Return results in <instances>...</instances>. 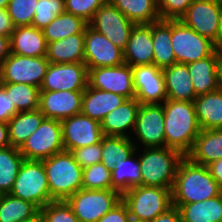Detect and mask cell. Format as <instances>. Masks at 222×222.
<instances>
[{"label":"cell","mask_w":222,"mask_h":222,"mask_svg":"<svg viewBox=\"0 0 222 222\" xmlns=\"http://www.w3.org/2000/svg\"><path fill=\"white\" fill-rule=\"evenodd\" d=\"M222 193L207 166L196 164L188 157L180 161L172 188V204L205 201Z\"/></svg>","instance_id":"cell-1"},{"label":"cell","mask_w":222,"mask_h":222,"mask_svg":"<svg viewBox=\"0 0 222 222\" xmlns=\"http://www.w3.org/2000/svg\"><path fill=\"white\" fill-rule=\"evenodd\" d=\"M163 108L166 147L186 156L201 131L194 103L166 99Z\"/></svg>","instance_id":"cell-2"},{"label":"cell","mask_w":222,"mask_h":222,"mask_svg":"<svg viewBox=\"0 0 222 222\" xmlns=\"http://www.w3.org/2000/svg\"><path fill=\"white\" fill-rule=\"evenodd\" d=\"M42 161L52 201H66L82 189L83 168L70 151L63 150Z\"/></svg>","instance_id":"cell-3"},{"label":"cell","mask_w":222,"mask_h":222,"mask_svg":"<svg viewBox=\"0 0 222 222\" xmlns=\"http://www.w3.org/2000/svg\"><path fill=\"white\" fill-rule=\"evenodd\" d=\"M139 156L143 186L173 188L184 155L170 147L143 148Z\"/></svg>","instance_id":"cell-4"},{"label":"cell","mask_w":222,"mask_h":222,"mask_svg":"<svg viewBox=\"0 0 222 222\" xmlns=\"http://www.w3.org/2000/svg\"><path fill=\"white\" fill-rule=\"evenodd\" d=\"M131 218L151 222L173 207L172 189L135 186L122 194Z\"/></svg>","instance_id":"cell-5"},{"label":"cell","mask_w":222,"mask_h":222,"mask_svg":"<svg viewBox=\"0 0 222 222\" xmlns=\"http://www.w3.org/2000/svg\"><path fill=\"white\" fill-rule=\"evenodd\" d=\"M9 194L31 202L39 210L52 202L43 161L24 159Z\"/></svg>","instance_id":"cell-6"},{"label":"cell","mask_w":222,"mask_h":222,"mask_svg":"<svg viewBox=\"0 0 222 222\" xmlns=\"http://www.w3.org/2000/svg\"><path fill=\"white\" fill-rule=\"evenodd\" d=\"M171 44L175 63L183 64L207 58L219 48L179 19H171Z\"/></svg>","instance_id":"cell-7"},{"label":"cell","mask_w":222,"mask_h":222,"mask_svg":"<svg viewBox=\"0 0 222 222\" xmlns=\"http://www.w3.org/2000/svg\"><path fill=\"white\" fill-rule=\"evenodd\" d=\"M122 200L114 189H80L67 200L79 222H98Z\"/></svg>","instance_id":"cell-8"},{"label":"cell","mask_w":222,"mask_h":222,"mask_svg":"<svg viewBox=\"0 0 222 222\" xmlns=\"http://www.w3.org/2000/svg\"><path fill=\"white\" fill-rule=\"evenodd\" d=\"M220 14L221 0H194L179 20L222 48Z\"/></svg>","instance_id":"cell-9"},{"label":"cell","mask_w":222,"mask_h":222,"mask_svg":"<svg viewBox=\"0 0 222 222\" xmlns=\"http://www.w3.org/2000/svg\"><path fill=\"white\" fill-rule=\"evenodd\" d=\"M64 150L61 121L44 118L36 131L19 148L24 159L43 160Z\"/></svg>","instance_id":"cell-10"},{"label":"cell","mask_w":222,"mask_h":222,"mask_svg":"<svg viewBox=\"0 0 222 222\" xmlns=\"http://www.w3.org/2000/svg\"><path fill=\"white\" fill-rule=\"evenodd\" d=\"M48 65L46 56L26 57L10 53L0 67V82L25 83L40 88Z\"/></svg>","instance_id":"cell-11"},{"label":"cell","mask_w":222,"mask_h":222,"mask_svg":"<svg viewBox=\"0 0 222 222\" xmlns=\"http://www.w3.org/2000/svg\"><path fill=\"white\" fill-rule=\"evenodd\" d=\"M88 25L124 51L135 23L108 1L95 12Z\"/></svg>","instance_id":"cell-12"},{"label":"cell","mask_w":222,"mask_h":222,"mask_svg":"<svg viewBox=\"0 0 222 222\" xmlns=\"http://www.w3.org/2000/svg\"><path fill=\"white\" fill-rule=\"evenodd\" d=\"M88 69V85L102 91L135 98L132 67L126 63L119 66Z\"/></svg>","instance_id":"cell-13"},{"label":"cell","mask_w":222,"mask_h":222,"mask_svg":"<svg viewBox=\"0 0 222 222\" xmlns=\"http://www.w3.org/2000/svg\"><path fill=\"white\" fill-rule=\"evenodd\" d=\"M133 132L144 148L166 147L163 104H140Z\"/></svg>","instance_id":"cell-14"},{"label":"cell","mask_w":222,"mask_h":222,"mask_svg":"<svg viewBox=\"0 0 222 222\" xmlns=\"http://www.w3.org/2000/svg\"><path fill=\"white\" fill-rule=\"evenodd\" d=\"M88 69L84 62L49 63L40 91L85 90Z\"/></svg>","instance_id":"cell-15"},{"label":"cell","mask_w":222,"mask_h":222,"mask_svg":"<svg viewBox=\"0 0 222 222\" xmlns=\"http://www.w3.org/2000/svg\"><path fill=\"white\" fill-rule=\"evenodd\" d=\"M84 63L87 68L119 66L125 63L124 51L88 25L84 33Z\"/></svg>","instance_id":"cell-16"},{"label":"cell","mask_w":222,"mask_h":222,"mask_svg":"<svg viewBox=\"0 0 222 222\" xmlns=\"http://www.w3.org/2000/svg\"><path fill=\"white\" fill-rule=\"evenodd\" d=\"M61 125L66 151L99 143L103 137L101 123L81 113L61 120Z\"/></svg>","instance_id":"cell-17"},{"label":"cell","mask_w":222,"mask_h":222,"mask_svg":"<svg viewBox=\"0 0 222 222\" xmlns=\"http://www.w3.org/2000/svg\"><path fill=\"white\" fill-rule=\"evenodd\" d=\"M135 98L141 104H163L167 93L162 69L154 64L132 67Z\"/></svg>","instance_id":"cell-18"},{"label":"cell","mask_w":222,"mask_h":222,"mask_svg":"<svg viewBox=\"0 0 222 222\" xmlns=\"http://www.w3.org/2000/svg\"><path fill=\"white\" fill-rule=\"evenodd\" d=\"M84 90L40 91L39 110L45 118L63 120L81 113Z\"/></svg>","instance_id":"cell-19"},{"label":"cell","mask_w":222,"mask_h":222,"mask_svg":"<svg viewBox=\"0 0 222 222\" xmlns=\"http://www.w3.org/2000/svg\"><path fill=\"white\" fill-rule=\"evenodd\" d=\"M153 37L151 24H135L124 50V61L131 67L153 64Z\"/></svg>","instance_id":"cell-20"},{"label":"cell","mask_w":222,"mask_h":222,"mask_svg":"<svg viewBox=\"0 0 222 222\" xmlns=\"http://www.w3.org/2000/svg\"><path fill=\"white\" fill-rule=\"evenodd\" d=\"M140 104L136 98L126 99L119 107L109 112L100 122L103 135L131 137L128 133L134 130Z\"/></svg>","instance_id":"cell-21"},{"label":"cell","mask_w":222,"mask_h":222,"mask_svg":"<svg viewBox=\"0 0 222 222\" xmlns=\"http://www.w3.org/2000/svg\"><path fill=\"white\" fill-rule=\"evenodd\" d=\"M222 48L211 56L187 64L197 96L218 90V63Z\"/></svg>","instance_id":"cell-22"},{"label":"cell","mask_w":222,"mask_h":222,"mask_svg":"<svg viewBox=\"0 0 222 222\" xmlns=\"http://www.w3.org/2000/svg\"><path fill=\"white\" fill-rule=\"evenodd\" d=\"M47 46L42 29L32 25L15 27L10 36V53L12 54L26 57L46 56Z\"/></svg>","instance_id":"cell-23"},{"label":"cell","mask_w":222,"mask_h":222,"mask_svg":"<svg viewBox=\"0 0 222 222\" xmlns=\"http://www.w3.org/2000/svg\"><path fill=\"white\" fill-rule=\"evenodd\" d=\"M126 99L122 95L87 85L82 97L81 114L101 122L109 112L119 107Z\"/></svg>","instance_id":"cell-24"},{"label":"cell","mask_w":222,"mask_h":222,"mask_svg":"<svg viewBox=\"0 0 222 222\" xmlns=\"http://www.w3.org/2000/svg\"><path fill=\"white\" fill-rule=\"evenodd\" d=\"M167 99L193 102L197 97L187 64L174 63L162 69Z\"/></svg>","instance_id":"cell-25"},{"label":"cell","mask_w":222,"mask_h":222,"mask_svg":"<svg viewBox=\"0 0 222 222\" xmlns=\"http://www.w3.org/2000/svg\"><path fill=\"white\" fill-rule=\"evenodd\" d=\"M186 157L204 166L222 158V129L201 130Z\"/></svg>","instance_id":"cell-26"},{"label":"cell","mask_w":222,"mask_h":222,"mask_svg":"<svg viewBox=\"0 0 222 222\" xmlns=\"http://www.w3.org/2000/svg\"><path fill=\"white\" fill-rule=\"evenodd\" d=\"M195 113L201 130L222 129V91L197 96Z\"/></svg>","instance_id":"cell-27"},{"label":"cell","mask_w":222,"mask_h":222,"mask_svg":"<svg viewBox=\"0 0 222 222\" xmlns=\"http://www.w3.org/2000/svg\"><path fill=\"white\" fill-rule=\"evenodd\" d=\"M46 57L49 63L84 62V33L48 43Z\"/></svg>","instance_id":"cell-28"},{"label":"cell","mask_w":222,"mask_h":222,"mask_svg":"<svg viewBox=\"0 0 222 222\" xmlns=\"http://www.w3.org/2000/svg\"><path fill=\"white\" fill-rule=\"evenodd\" d=\"M173 206L179 209L182 222H222V193L205 201Z\"/></svg>","instance_id":"cell-29"},{"label":"cell","mask_w":222,"mask_h":222,"mask_svg":"<svg viewBox=\"0 0 222 222\" xmlns=\"http://www.w3.org/2000/svg\"><path fill=\"white\" fill-rule=\"evenodd\" d=\"M153 64L159 69L170 67L175 63V55L171 44V19L152 23Z\"/></svg>","instance_id":"cell-30"},{"label":"cell","mask_w":222,"mask_h":222,"mask_svg":"<svg viewBox=\"0 0 222 222\" xmlns=\"http://www.w3.org/2000/svg\"><path fill=\"white\" fill-rule=\"evenodd\" d=\"M44 118L45 116L39 109L15 114L7 122L11 146L20 148L27 138L36 131Z\"/></svg>","instance_id":"cell-31"},{"label":"cell","mask_w":222,"mask_h":222,"mask_svg":"<svg viewBox=\"0 0 222 222\" xmlns=\"http://www.w3.org/2000/svg\"><path fill=\"white\" fill-rule=\"evenodd\" d=\"M133 137L108 136L102 137V158L103 163L110 171L122 160L128 159L137 152L138 146Z\"/></svg>","instance_id":"cell-32"},{"label":"cell","mask_w":222,"mask_h":222,"mask_svg":"<svg viewBox=\"0 0 222 222\" xmlns=\"http://www.w3.org/2000/svg\"><path fill=\"white\" fill-rule=\"evenodd\" d=\"M135 24H151L161 20L157 0H108Z\"/></svg>","instance_id":"cell-33"},{"label":"cell","mask_w":222,"mask_h":222,"mask_svg":"<svg viewBox=\"0 0 222 222\" xmlns=\"http://www.w3.org/2000/svg\"><path fill=\"white\" fill-rule=\"evenodd\" d=\"M135 152L128 159L122 160L111 170L112 189L121 195L132 187L142 185L139 157Z\"/></svg>","instance_id":"cell-34"},{"label":"cell","mask_w":222,"mask_h":222,"mask_svg":"<svg viewBox=\"0 0 222 222\" xmlns=\"http://www.w3.org/2000/svg\"><path fill=\"white\" fill-rule=\"evenodd\" d=\"M87 26L88 22L83 18L63 12L44 27L42 32L47 43H51L77 33H85Z\"/></svg>","instance_id":"cell-35"},{"label":"cell","mask_w":222,"mask_h":222,"mask_svg":"<svg viewBox=\"0 0 222 222\" xmlns=\"http://www.w3.org/2000/svg\"><path fill=\"white\" fill-rule=\"evenodd\" d=\"M23 161L19 148L8 146L0 149V192L2 194L10 193Z\"/></svg>","instance_id":"cell-36"},{"label":"cell","mask_w":222,"mask_h":222,"mask_svg":"<svg viewBox=\"0 0 222 222\" xmlns=\"http://www.w3.org/2000/svg\"><path fill=\"white\" fill-rule=\"evenodd\" d=\"M39 209L29 201L3 194L0 201V222H21L33 218Z\"/></svg>","instance_id":"cell-37"},{"label":"cell","mask_w":222,"mask_h":222,"mask_svg":"<svg viewBox=\"0 0 222 222\" xmlns=\"http://www.w3.org/2000/svg\"><path fill=\"white\" fill-rule=\"evenodd\" d=\"M19 112L39 109L40 88L25 83L0 82Z\"/></svg>","instance_id":"cell-38"},{"label":"cell","mask_w":222,"mask_h":222,"mask_svg":"<svg viewBox=\"0 0 222 222\" xmlns=\"http://www.w3.org/2000/svg\"><path fill=\"white\" fill-rule=\"evenodd\" d=\"M82 189H112L111 171L101 162L84 168Z\"/></svg>","instance_id":"cell-39"},{"label":"cell","mask_w":222,"mask_h":222,"mask_svg":"<svg viewBox=\"0 0 222 222\" xmlns=\"http://www.w3.org/2000/svg\"><path fill=\"white\" fill-rule=\"evenodd\" d=\"M63 12H65L64 0H38L32 26L43 29Z\"/></svg>","instance_id":"cell-40"},{"label":"cell","mask_w":222,"mask_h":222,"mask_svg":"<svg viewBox=\"0 0 222 222\" xmlns=\"http://www.w3.org/2000/svg\"><path fill=\"white\" fill-rule=\"evenodd\" d=\"M38 0H9L7 10L15 27L30 26Z\"/></svg>","instance_id":"cell-41"},{"label":"cell","mask_w":222,"mask_h":222,"mask_svg":"<svg viewBox=\"0 0 222 222\" xmlns=\"http://www.w3.org/2000/svg\"><path fill=\"white\" fill-rule=\"evenodd\" d=\"M39 212L43 222H79L66 201H52Z\"/></svg>","instance_id":"cell-42"},{"label":"cell","mask_w":222,"mask_h":222,"mask_svg":"<svg viewBox=\"0 0 222 222\" xmlns=\"http://www.w3.org/2000/svg\"><path fill=\"white\" fill-rule=\"evenodd\" d=\"M108 0H64L65 12L79 16L90 22L95 12Z\"/></svg>","instance_id":"cell-43"},{"label":"cell","mask_w":222,"mask_h":222,"mask_svg":"<svg viewBox=\"0 0 222 222\" xmlns=\"http://www.w3.org/2000/svg\"><path fill=\"white\" fill-rule=\"evenodd\" d=\"M194 0H157L161 20L180 19Z\"/></svg>","instance_id":"cell-44"},{"label":"cell","mask_w":222,"mask_h":222,"mask_svg":"<svg viewBox=\"0 0 222 222\" xmlns=\"http://www.w3.org/2000/svg\"><path fill=\"white\" fill-rule=\"evenodd\" d=\"M70 152L76 162L83 169L96 163H100L102 158V139L99 143L73 149Z\"/></svg>","instance_id":"cell-45"},{"label":"cell","mask_w":222,"mask_h":222,"mask_svg":"<svg viewBox=\"0 0 222 222\" xmlns=\"http://www.w3.org/2000/svg\"><path fill=\"white\" fill-rule=\"evenodd\" d=\"M130 218L128 208L121 200L109 212L101 217L98 222H128Z\"/></svg>","instance_id":"cell-46"},{"label":"cell","mask_w":222,"mask_h":222,"mask_svg":"<svg viewBox=\"0 0 222 222\" xmlns=\"http://www.w3.org/2000/svg\"><path fill=\"white\" fill-rule=\"evenodd\" d=\"M18 112L10 96L0 85V121L7 123Z\"/></svg>","instance_id":"cell-47"},{"label":"cell","mask_w":222,"mask_h":222,"mask_svg":"<svg viewBox=\"0 0 222 222\" xmlns=\"http://www.w3.org/2000/svg\"><path fill=\"white\" fill-rule=\"evenodd\" d=\"M15 26L7 9H0V35L10 37Z\"/></svg>","instance_id":"cell-48"},{"label":"cell","mask_w":222,"mask_h":222,"mask_svg":"<svg viewBox=\"0 0 222 222\" xmlns=\"http://www.w3.org/2000/svg\"><path fill=\"white\" fill-rule=\"evenodd\" d=\"M151 222H182V217L179 209L173 206L167 212L157 216Z\"/></svg>","instance_id":"cell-49"},{"label":"cell","mask_w":222,"mask_h":222,"mask_svg":"<svg viewBox=\"0 0 222 222\" xmlns=\"http://www.w3.org/2000/svg\"><path fill=\"white\" fill-rule=\"evenodd\" d=\"M207 167L211 173V176L222 188V158L211 162L209 165H207Z\"/></svg>","instance_id":"cell-50"},{"label":"cell","mask_w":222,"mask_h":222,"mask_svg":"<svg viewBox=\"0 0 222 222\" xmlns=\"http://www.w3.org/2000/svg\"><path fill=\"white\" fill-rule=\"evenodd\" d=\"M10 55V37L0 35V67Z\"/></svg>","instance_id":"cell-51"},{"label":"cell","mask_w":222,"mask_h":222,"mask_svg":"<svg viewBox=\"0 0 222 222\" xmlns=\"http://www.w3.org/2000/svg\"><path fill=\"white\" fill-rule=\"evenodd\" d=\"M8 146H11L8 125L6 122L0 121V149Z\"/></svg>","instance_id":"cell-52"},{"label":"cell","mask_w":222,"mask_h":222,"mask_svg":"<svg viewBox=\"0 0 222 222\" xmlns=\"http://www.w3.org/2000/svg\"><path fill=\"white\" fill-rule=\"evenodd\" d=\"M218 89L222 91V53L218 63Z\"/></svg>","instance_id":"cell-53"},{"label":"cell","mask_w":222,"mask_h":222,"mask_svg":"<svg viewBox=\"0 0 222 222\" xmlns=\"http://www.w3.org/2000/svg\"><path fill=\"white\" fill-rule=\"evenodd\" d=\"M21 222H43V220L40 212H38L33 218Z\"/></svg>","instance_id":"cell-54"},{"label":"cell","mask_w":222,"mask_h":222,"mask_svg":"<svg viewBox=\"0 0 222 222\" xmlns=\"http://www.w3.org/2000/svg\"><path fill=\"white\" fill-rule=\"evenodd\" d=\"M9 0H0V9H7Z\"/></svg>","instance_id":"cell-55"},{"label":"cell","mask_w":222,"mask_h":222,"mask_svg":"<svg viewBox=\"0 0 222 222\" xmlns=\"http://www.w3.org/2000/svg\"><path fill=\"white\" fill-rule=\"evenodd\" d=\"M128 222H148V221H143V220H138V219L130 218V220Z\"/></svg>","instance_id":"cell-56"},{"label":"cell","mask_w":222,"mask_h":222,"mask_svg":"<svg viewBox=\"0 0 222 222\" xmlns=\"http://www.w3.org/2000/svg\"><path fill=\"white\" fill-rule=\"evenodd\" d=\"M220 26H221V32H222V0H221Z\"/></svg>","instance_id":"cell-57"},{"label":"cell","mask_w":222,"mask_h":222,"mask_svg":"<svg viewBox=\"0 0 222 222\" xmlns=\"http://www.w3.org/2000/svg\"><path fill=\"white\" fill-rule=\"evenodd\" d=\"M2 196H3V194L0 192V201H1Z\"/></svg>","instance_id":"cell-58"}]
</instances>
